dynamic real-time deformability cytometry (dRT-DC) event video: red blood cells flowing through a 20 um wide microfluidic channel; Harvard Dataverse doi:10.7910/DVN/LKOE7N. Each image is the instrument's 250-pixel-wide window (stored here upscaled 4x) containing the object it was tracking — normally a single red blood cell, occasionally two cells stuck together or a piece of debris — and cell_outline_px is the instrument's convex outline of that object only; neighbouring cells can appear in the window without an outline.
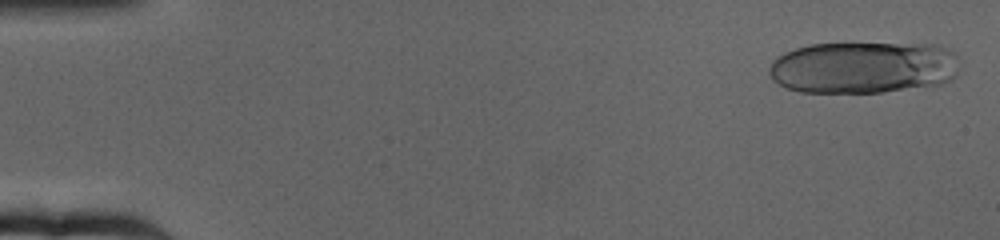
{"species": "human", "species_latin": "Homo sapiens", "temperature_condition": "cold", "stored_images_in_passage": 21, "camera_frame_rate_fps": 3000, "um_per_image_px": 0.085, "donor": {"sex": "female"}, "frame": {"image": 1, "passage_image": 2, "time_ms": 0.333, "image_size_px": [1000, 240], "cell_outline_px": [[956, 76], [952, 80], [940, 84], [880, 92], [800, 92], [784, 88], [772, 80], [768, 72], [768, 68], [772, 60], [776, 56], [784, 52], [808, 44], [940, 44], [956, 52]], "centroid_in_image_um": [73.35, 5.73], "position_along_channel_um": 11.7, "area_um2": 58.09}}